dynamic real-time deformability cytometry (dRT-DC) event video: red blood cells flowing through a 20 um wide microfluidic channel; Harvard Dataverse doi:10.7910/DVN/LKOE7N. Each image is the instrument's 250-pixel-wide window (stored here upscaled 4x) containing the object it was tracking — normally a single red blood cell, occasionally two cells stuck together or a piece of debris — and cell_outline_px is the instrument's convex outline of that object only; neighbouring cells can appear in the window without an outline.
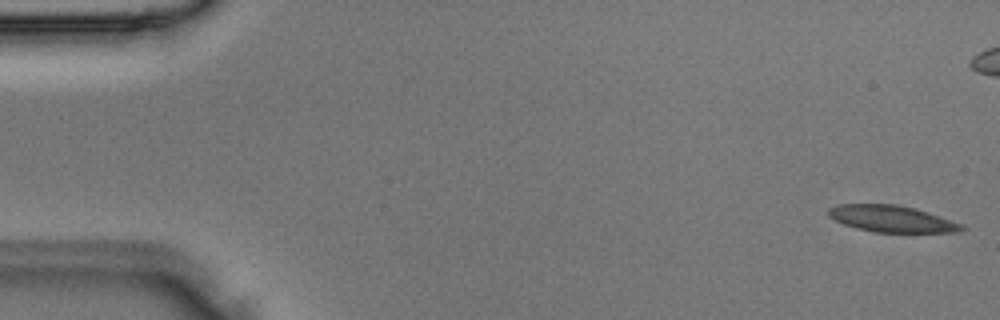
{"species": "Egyptian fruit bat (a non-hibernating species)", "species_latin": "Rousettus aegyptiacus", "temperature_condition": "room temperature", "stored_images_in_passage": 4, "camera_frame_rate_fps": 3000, "um_per_image_px": 0.085, "animal": {"sex": "male"}, "frame": {"image": 1, "passage_image": 1, "time_ms": 0.0, "image_size_px": [1000, 320], "cell_outline_px": [[964, 228], [960, 232], [872, 232], [856, 228], [844, 224], [828, 216], [828, 208], [836, 204], [896, 204], [928, 212], [964, 224]], "centroid_in_image_um": [75.79, 18.59], "position_along_channel_um": 9.2, "area_um2": 20.63}}